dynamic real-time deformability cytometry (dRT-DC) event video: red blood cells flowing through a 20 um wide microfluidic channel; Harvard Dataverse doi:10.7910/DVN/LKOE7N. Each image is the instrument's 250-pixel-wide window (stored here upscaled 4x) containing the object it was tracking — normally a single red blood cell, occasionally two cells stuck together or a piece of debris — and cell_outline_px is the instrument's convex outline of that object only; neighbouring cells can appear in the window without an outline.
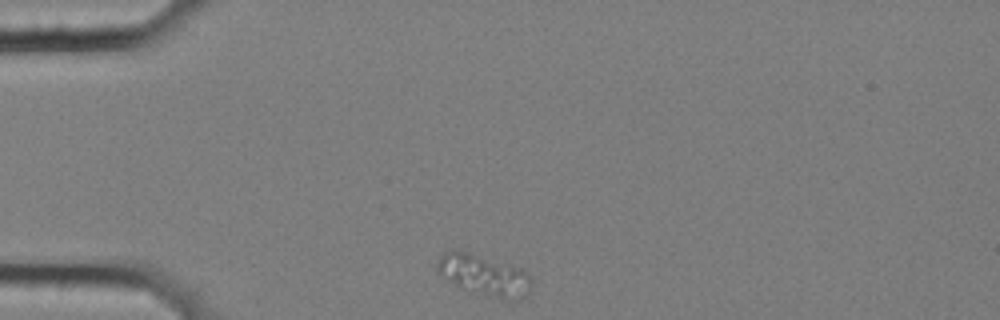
{"species": "common noctule bat (a hibernating species)", "species_latin": "Nyctalus noctula", "temperature_condition": "cold", "stored_images_in_passage": 1, "camera_frame_rate_fps": 3000, "um_per_image_px": 0.085, "animal": {"sex": "female", "body_mass_g": 25.1}, "frame": {"image": 1, "passage_image": 1, "time_ms": 0.0, "image_size_px": [1000, 320], "cell_outline_px": [[532, 288], [520, 300], [516, 300], [484, 292], [456, 284], [448, 280], [436, 268], [436, 264], [440, 256], [448, 248], [452, 248], [520, 268], [532, 280]], "centroid_in_image_um": [41.13, 23.32], "position_along_channel_um": 43.9, "area_um2": 21.15}}